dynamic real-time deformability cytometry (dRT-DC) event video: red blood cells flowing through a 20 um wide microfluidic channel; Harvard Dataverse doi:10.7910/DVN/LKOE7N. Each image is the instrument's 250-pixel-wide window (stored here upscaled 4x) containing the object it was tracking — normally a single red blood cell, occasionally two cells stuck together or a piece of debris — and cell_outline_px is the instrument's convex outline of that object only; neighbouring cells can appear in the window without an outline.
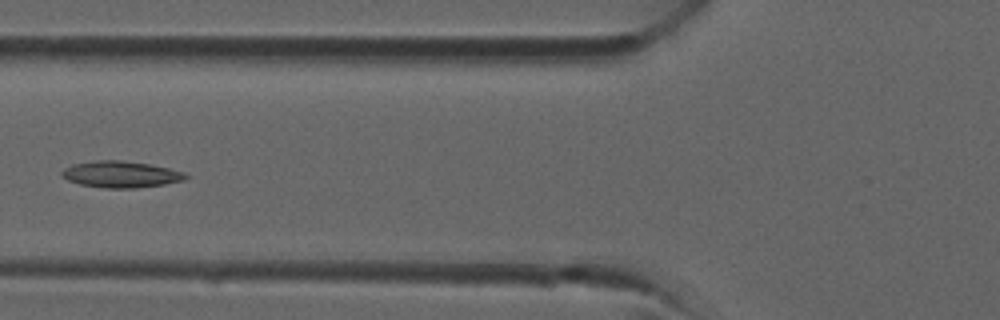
{"species": "common noctule bat (a hibernating species)", "species_latin": "Nyctalus noctula", "temperature_condition": "room temperature", "stored_images_in_passage": 11, "camera_frame_rate_fps": 3000, "um_per_image_px": 0.085, "animal": {"sex": "male", "forearm_length_mm": 52.5}, "frame": {"image": 1, "passage_image": 7, "time_ms": 2.0, "image_size_px": [1000, 320], "cell_outline_px": [[188, 176], [184, 180], [164, 184], [136, 188], [104, 188], [80, 184], [68, 180], [60, 176], [60, 172], [64, 168], [72, 164], [92, 160], [120, 160], [148, 164], [168, 168], [184, 172]], "centroid_in_image_um": [10.22, 14.81], "position_along_channel_um": 115.6, "area_um2": 19.13}}
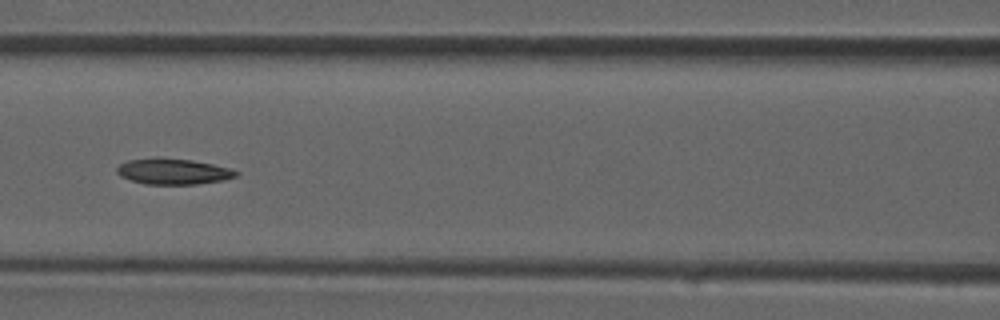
{"frame": {"image": 2, "passage_image": 9, "time_ms": 2.667, "image_size_px": [1000, 320], "cell_outline_px": [[240, 172], [236, 176], [224, 180], [196, 184], [144, 184], [120, 176], [116, 172], [116, 168], [120, 164], [128, 160], [156, 156], [160, 156], [192, 160], [232, 168]], "centroid_in_image_um": [14.71, 14.55], "position_along_channel_um": 151.9, "area_um2": 18.26}}